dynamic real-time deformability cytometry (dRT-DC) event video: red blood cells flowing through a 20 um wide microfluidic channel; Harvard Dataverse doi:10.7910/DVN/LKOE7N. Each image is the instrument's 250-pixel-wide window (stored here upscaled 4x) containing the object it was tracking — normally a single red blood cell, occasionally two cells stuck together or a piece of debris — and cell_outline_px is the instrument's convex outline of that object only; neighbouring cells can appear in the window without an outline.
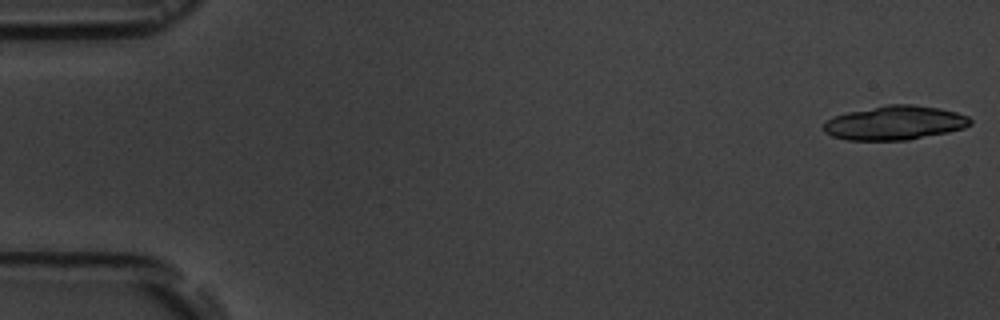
{"species": "common noctule bat (a hibernating species)", "species_latin": "Nyctalus noctula", "temperature_condition": "room temperature", "stored_images_in_passage": 5, "camera_frame_rate_fps": 3000, "um_per_image_px": 0.085, "animal": {"sex": "male", "body_mass_g": 19.5, "forearm_length_mm": 54.6}, "frame": {"image": 1, "passage_image": 1, "time_ms": 0.0, "image_size_px": [1000, 320], "cell_outline_px": [[972, 124], [964, 128], [948, 132], [908, 140], [848, 140], [832, 136], [824, 132], [820, 128], [832, 116], [848, 112], [888, 104], [912, 104], [940, 108], [956, 112], [968, 116], [972, 120]], "centroid_in_image_um": [76.05, 10.44], "position_along_channel_um": 8.9, "area_um2": 29.3}}